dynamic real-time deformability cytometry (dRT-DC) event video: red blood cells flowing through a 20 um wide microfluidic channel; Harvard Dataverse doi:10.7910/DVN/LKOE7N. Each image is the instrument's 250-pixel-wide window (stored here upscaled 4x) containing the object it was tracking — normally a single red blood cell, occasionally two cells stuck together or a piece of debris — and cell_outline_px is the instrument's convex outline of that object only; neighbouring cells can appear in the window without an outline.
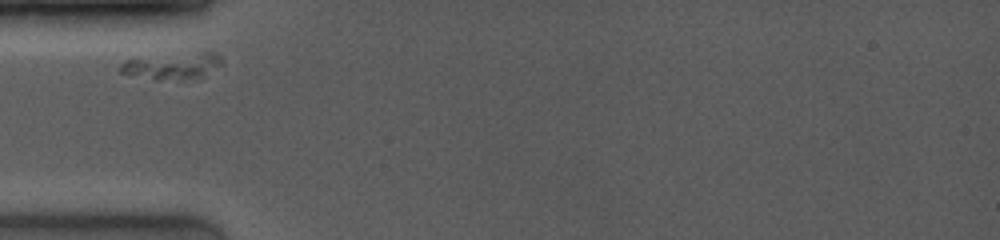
{"species": "common noctule bat (a hibernating species)", "species_latin": "Nyctalus noctula", "temperature_condition": "room temperature", "stored_images_in_passage": 4, "camera_frame_rate_fps": 4000, "um_per_image_px": 0.085, "animal": {"sex": "female", "body_mass_g": 19.0, "forearm_length_mm": 53.3}, "frame": {"image": 1, "passage_image": 1, "time_ms": 0.0, "image_size_px": [1000, 240], "cell_outline_px": [[224, 64], [196, 76], [160, 80], [156, 80], [120, 72], [120, 64], [128, 60], [208, 48], [216, 52], [224, 60]], "centroid_in_image_um": [14.75, 5.51], "position_along_channel_um": 70.2, "area_um2": 15.61}}
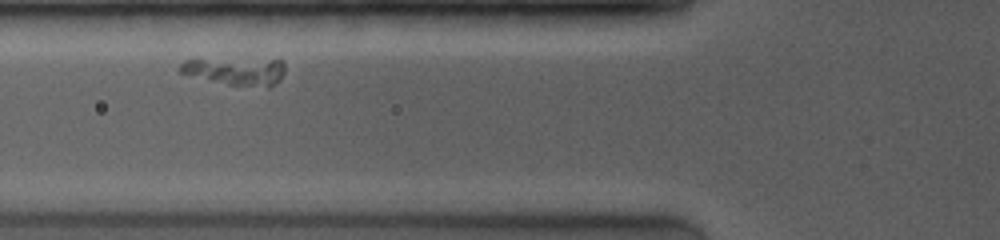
{"frame": {"image": 2, "passage_image": 2, "time_ms": 1.0, "image_size_px": [1000, 240], "cell_outline_px": [[284, 72], [280, 80], [268, 88], [228, 84], [180, 72], [180, 64], [184, 60], [284, 60]], "centroid_in_image_um": [20.13, 6.07], "position_along_channel_um": 105.7, "area_um2": 16.24}}
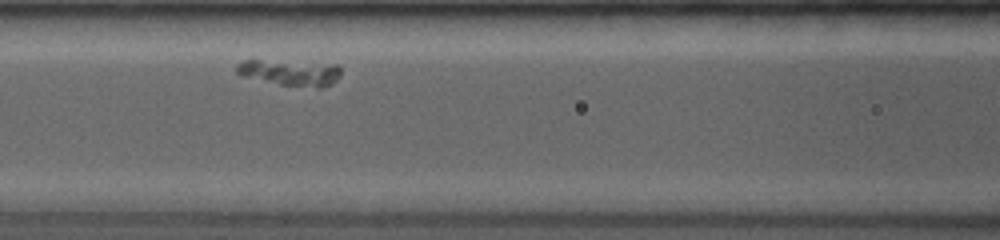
{"frame": {"image": 3, "passage_image": 3, "time_ms": 2.0, "image_size_px": [1000, 240], "cell_outline_px": [[340, 76], [332, 84], [324, 88], [316, 88], [280, 84], [240, 76], [236, 72], [236, 64], [240, 60], [260, 60], [336, 64], [340, 68]], "centroid_in_image_um": [24.65, 6.18], "position_along_channel_um": 141.9, "area_um2": 15.9}}